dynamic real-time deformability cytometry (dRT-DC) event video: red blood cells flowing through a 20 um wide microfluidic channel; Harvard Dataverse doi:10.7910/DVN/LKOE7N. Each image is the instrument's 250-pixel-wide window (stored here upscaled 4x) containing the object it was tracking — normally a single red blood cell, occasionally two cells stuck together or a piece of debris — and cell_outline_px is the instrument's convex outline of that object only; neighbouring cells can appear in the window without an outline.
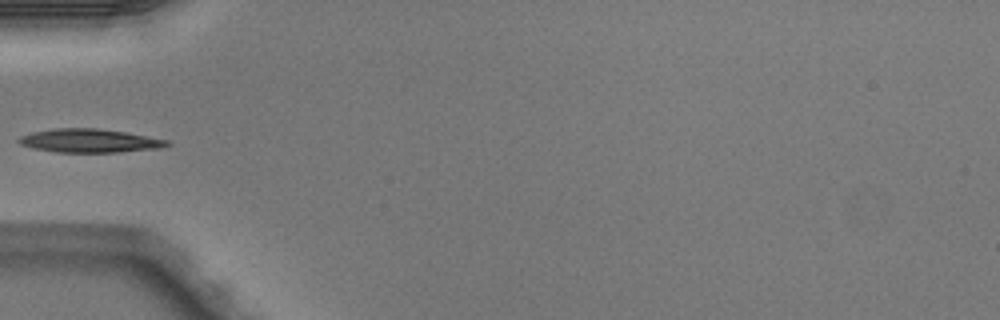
{"species": "Egyptian fruit bat (a non-hibernating species)", "species_latin": "Rousettus aegyptiacus", "temperature_condition": "warm", "stored_images_in_passage": 4, "camera_frame_rate_fps": 3000, "um_per_image_px": 0.085, "animal": {"sex": "male"}, "frame": {"image": 1, "passage_image": 4, "time_ms": 1.0, "image_size_px": [1000, 320], "cell_outline_px": [[172, 144], [160, 148], [120, 152], [56, 152], [32, 148], [20, 144], [16, 140], [20, 136], [32, 132], [56, 128], [96, 128], [124, 132], [168, 140]], "centroid_in_image_um": [7.59, 11.96], "position_along_channel_um": 77.4, "area_um2": 20.29}}